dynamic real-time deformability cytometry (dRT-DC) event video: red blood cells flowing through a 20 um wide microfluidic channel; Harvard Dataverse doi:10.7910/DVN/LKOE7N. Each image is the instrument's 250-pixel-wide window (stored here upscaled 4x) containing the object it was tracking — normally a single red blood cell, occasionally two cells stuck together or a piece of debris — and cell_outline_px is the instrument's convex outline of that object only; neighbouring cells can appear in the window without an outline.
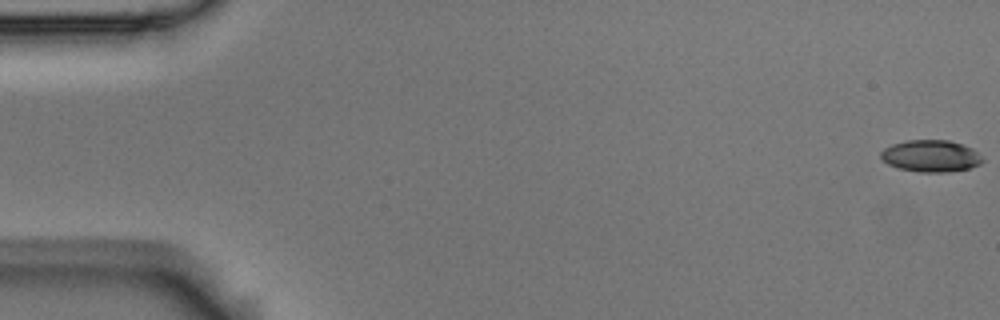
{"species": "Egyptian fruit bat (a non-hibernating species)", "species_latin": "Rousettus aegyptiacus", "temperature_condition": "room temperature", "stored_images_in_passage": 56, "camera_frame_rate_fps": 3000, "um_per_image_px": 0.085, "animal": {"sex": "male"}, "frame": {"image": 1, "passage_image": 1, "time_ms": 0.0, "image_size_px": [1000, 320], "cell_outline_px": [[984, 160], [980, 164], [968, 168], [948, 172], [920, 172], [900, 168], [888, 164], [880, 156], [880, 152], [884, 148], [892, 144], [908, 140], [948, 140], [964, 144], [972, 148]], "centroid_in_image_um": [79.12, 13.25], "position_along_channel_um": 5.9, "area_um2": 18.79}}
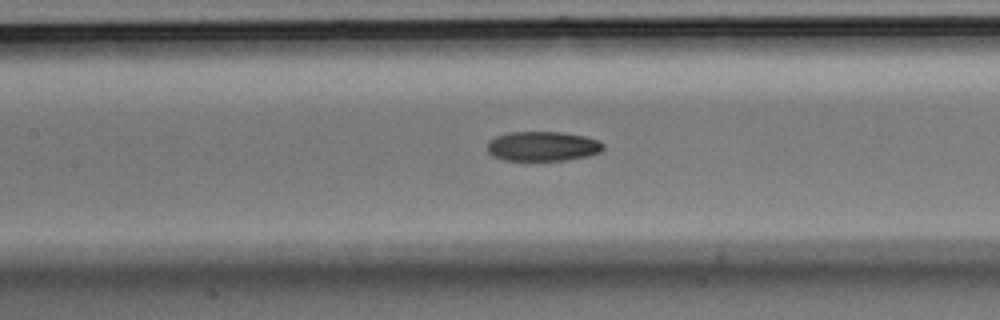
{"frame": {"image": 2, "passage_image": 26, "time_ms": 8.333, "image_size_px": [1000, 320], "cell_outline_px": [[604, 148], [600, 152], [588, 156], [564, 160], [504, 160], [492, 156], [488, 152], [488, 140], [496, 136], [512, 132], [560, 132], [584, 136], [596, 140], [604, 144]], "centroid_in_image_um": [46.11, 12.43], "position_along_channel_um": 161.3, "area_um2": 19.94}}
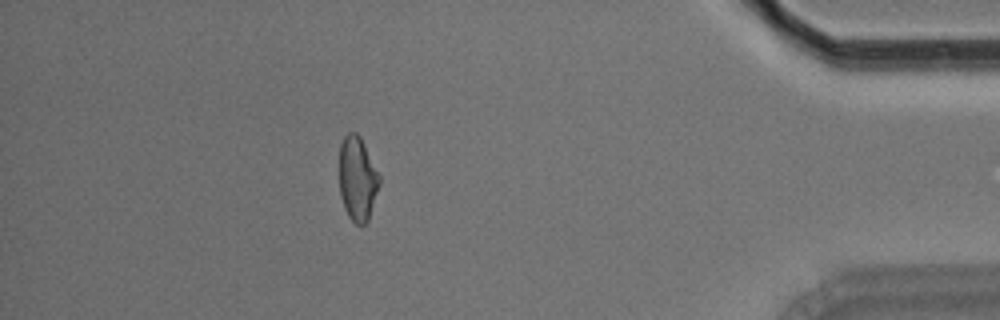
{"frame": {"image": 3, "passage_image": 50, "time_ms": 16.333, "image_size_px": [1000, 320], "cell_outline_px": [[380, 184], [368, 220], [360, 228], [348, 216], [344, 208], [340, 196], [340, 144], [344, 136], [348, 132], [356, 132], [360, 136], [380, 176]], "centroid_in_image_um": [30.38, 15.21], "position_along_channel_um": 404.8, "area_um2": 19.71}, "authors_computed_cell_mechanics": {"area_um2": 20.23, "velocity_mm_per_s": 3.6269, "shape_relaxation_time_tau1_ms": null, "shape_relaxation_time_tau2_ms": 6.9122, "deformation_change_tau1": null, "deformation_change_tau2": 0.1286}}